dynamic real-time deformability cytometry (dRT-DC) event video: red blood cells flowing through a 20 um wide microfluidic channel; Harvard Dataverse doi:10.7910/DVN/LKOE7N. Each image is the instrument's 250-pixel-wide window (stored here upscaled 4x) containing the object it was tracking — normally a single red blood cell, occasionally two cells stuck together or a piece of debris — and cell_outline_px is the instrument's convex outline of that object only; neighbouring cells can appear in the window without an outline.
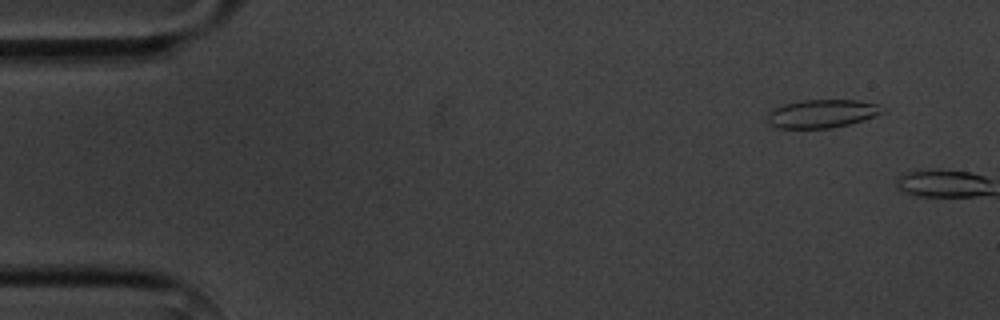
{"species": "common noctule bat (a hibernating species)", "species_latin": "Nyctalus noctula", "temperature_condition": "cold", "stored_images_in_passage": 2, "camera_frame_rate_fps": 3000, "um_per_image_px": 0.085, "animal": {"sex": "male", "body_mass_g": 20.1, "forearm_length_mm": 53.5}, "frame": {"image": 1, "passage_image": 1, "time_ms": 0.0, "image_size_px": [1000, 320], "cell_outline_px": [[888, 108], [884, 112], [876, 116], [848, 124], [832, 128], [780, 128], [772, 124], [768, 120], [768, 112], [784, 104], [800, 100], [860, 100], [876, 104]], "centroid_in_image_um": [69.94, 9.65], "position_along_channel_um": 15.1, "area_um2": 18.9}}